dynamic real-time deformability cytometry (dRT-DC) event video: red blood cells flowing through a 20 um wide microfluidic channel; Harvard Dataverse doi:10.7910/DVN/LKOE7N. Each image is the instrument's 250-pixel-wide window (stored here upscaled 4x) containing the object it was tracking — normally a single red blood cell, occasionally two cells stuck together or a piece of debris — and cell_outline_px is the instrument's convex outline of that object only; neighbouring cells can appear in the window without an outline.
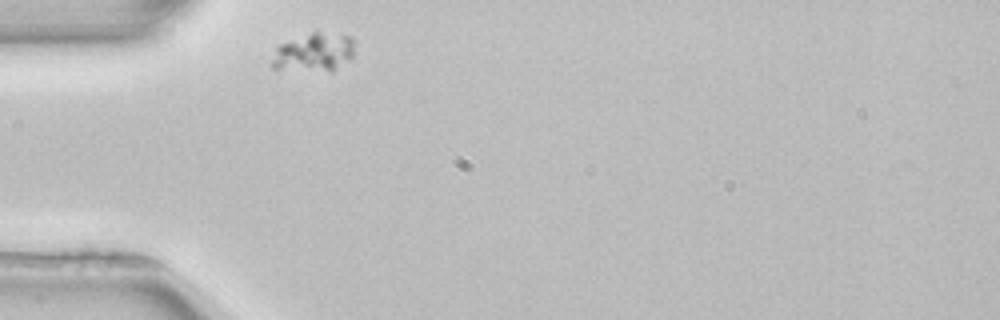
{"species": "common noctule bat (a hibernating species)", "species_latin": "Nyctalus noctula", "temperature_condition": "room temperature", "stored_images_in_passage": 31, "camera_frame_rate_fps": 3000, "um_per_image_px": 0.085, "animal": {"sex": "female", "body_mass_g": 22.7, "forearm_length_mm": 54.2}, "frame": {"image": 1, "passage_image": 1, "time_ms": 0.0, "image_size_px": [1000, 320], "cell_outline_px": [[352, 56], [348, 60], [332, 68], [272, 68], [272, 60], [276, 48], [280, 44], [316, 28], [352, 36]], "centroid_in_image_um": [26.68, 4.3], "position_along_channel_um": 58.3, "area_um2": 17.98}}
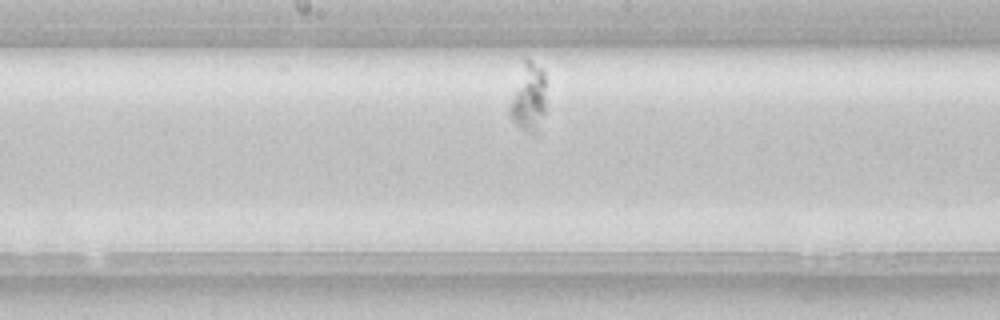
{"frame": {"image": 2, "passage_image": 14, "time_ms": 4.333, "image_size_px": [1000, 320], "cell_outline_px": [[544, 112], [536, 136], [532, 136], [520, 128], [512, 120], [508, 112], [508, 108], [524, 56], [544, 68]], "centroid_in_image_um": [44.91, 8.3], "position_along_channel_um": 203.3, "area_um2": 14.62}}
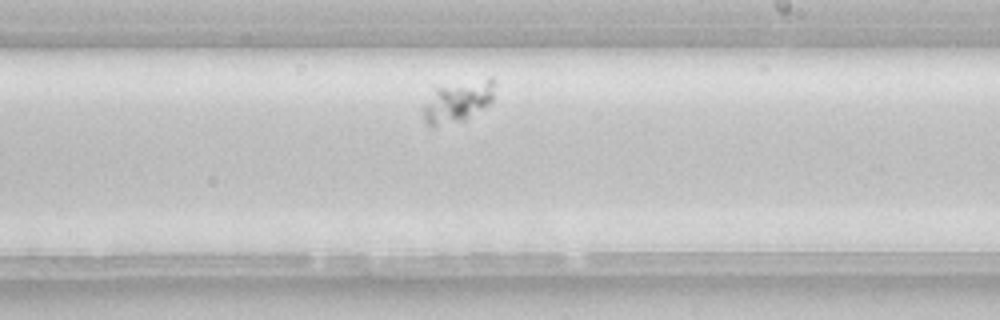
{"frame": {"image": 3, "passage_image": 18, "time_ms": 5.667, "image_size_px": [1000, 320], "cell_outline_px": [[496, 80], [492, 100], [488, 104], [464, 120], [432, 128], [424, 120], [420, 108], [436, 88], [492, 76]], "centroid_in_image_um": [38.89, 8.63], "position_along_channel_um": 250.1, "area_um2": 17.34}}